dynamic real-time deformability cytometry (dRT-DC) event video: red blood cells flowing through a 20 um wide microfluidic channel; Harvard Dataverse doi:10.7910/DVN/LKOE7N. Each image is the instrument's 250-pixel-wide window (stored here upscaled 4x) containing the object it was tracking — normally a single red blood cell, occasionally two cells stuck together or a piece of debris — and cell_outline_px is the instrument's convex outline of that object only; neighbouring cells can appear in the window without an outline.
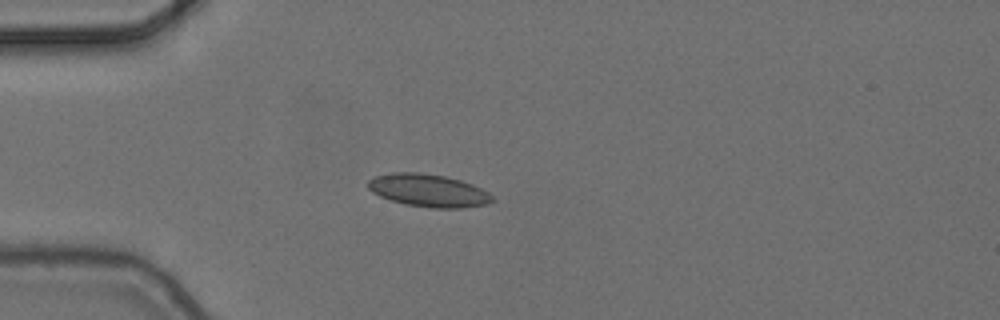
{"species": "common noctule bat (a hibernating species)", "species_latin": "Nyctalus noctula", "temperature_condition": "cold", "stored_images_in_passage": 3, "camera_frame_rate_fps": 3000, "um_per_image_px": 0.085, "animal": {"sex": "female", "body_mass_g": 24.6, "forearm_length_mm": 56.2}, "frame": {"image": 1, "passage_image": 3, "time_ms": 0.667, "image_size_px": [1000, 320], "cell_outline_px": [[496, 200], [488, 204], [460, 208], [432, 208], [404, 204], [380, 196], [372, 192], [368, 188], [368, 180], [376, 176], [392, 172], [416, 172], [444, 176], [460, 180], [472, 184], [488, 192]], "centroid_in_image_um": [36.42, 16.2], "position_along_channel_um": 48.6, "area_um2": 23.64}}